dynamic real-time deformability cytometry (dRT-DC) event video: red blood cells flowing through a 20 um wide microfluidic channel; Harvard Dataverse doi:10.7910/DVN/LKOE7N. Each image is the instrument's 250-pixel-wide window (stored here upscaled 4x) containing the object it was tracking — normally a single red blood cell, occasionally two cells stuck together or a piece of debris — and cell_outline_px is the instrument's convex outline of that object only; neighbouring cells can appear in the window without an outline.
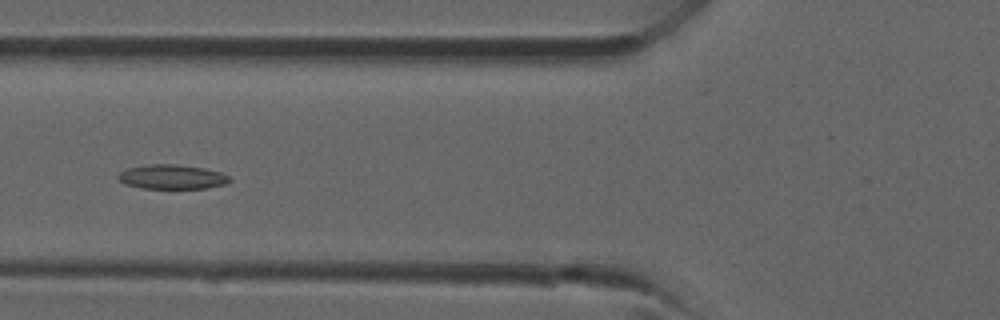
{"species": "common noctule bat (a hibernating species)", "species_latin": "Nyctalus noctula", "temperature_condition": "room temperature", "stored_images_in_passage": 39, "camera_frame_rate_fps": 3000, "um_per_image_px": 0.085, "animal": {"sex": "male", "forearm_length_mm": 52.5}, "frame": {"image": 1, "passage_image": 15, "time_ms": 4.667, "image_size_px": [1000, 320], "cell_outline_px": [[232, 180], [228, 184], [208, 188], [144, 188], [128, 184], [120, 180], [116, 176], [120, 172], [128, 168], [148, 164], [172, 164], [204, 168], [220, 172], [228, 176]], "centroid_in_image_um": [14.67, 15.03], "position_along_channel_um": 111.1, "area_um2": 15.72}}
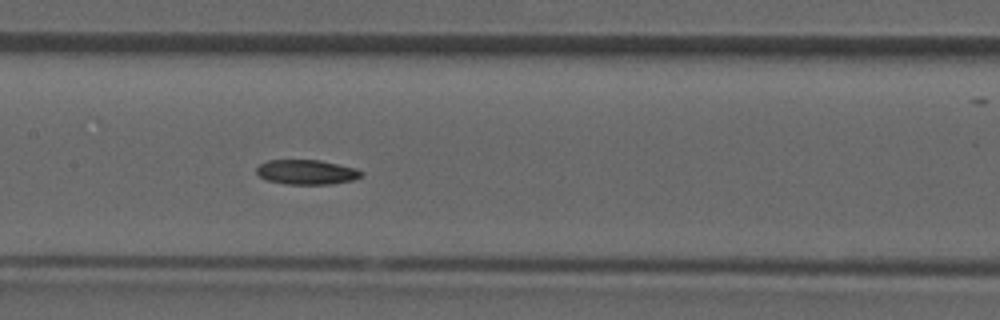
{"frame": {"image": 2, "passage_image": 19, "time_ms": 6.0, "image_size_px": [1000, 320], "cell_outline_px": [[364, 172], [360, 176], [352, 180], [332, 184], [288, 184], [268, 180], [260, 176], [256, 172], [256, 168], [260, 164], [268, 160], [320, 160], [356, 168]], "centroid_in_image_um": [26.07, 14.62], "position_along_channel_um": 181.3, "area_um2": 14.97}}
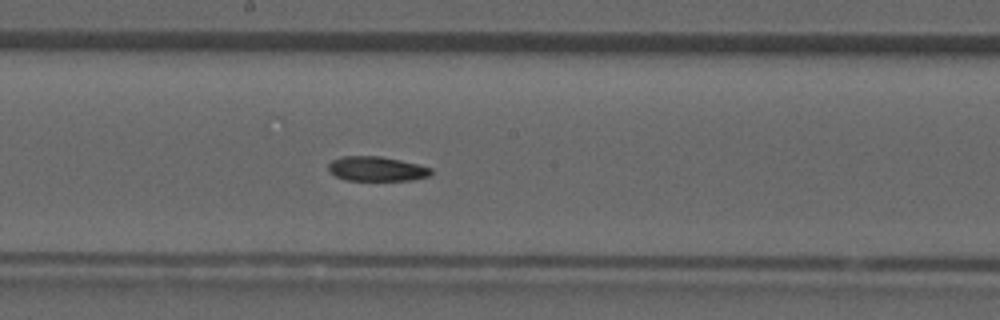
{"frame": {"image": 3, "passage_image": 21, "time_ms": 6.667, "image_size_px": [1000, 320], "cell_outline_px": [[432, 172], [428, 176], [412, 180], [344, 180], [328, 172], [328, 164], [332, 160], [340, 156], [380, 156], [420, 164], [432, 168]], "centroid_in_image_um": [31.99, 14.34], "position_along_channel_um": 216.2, "area_um2": 14.85}}